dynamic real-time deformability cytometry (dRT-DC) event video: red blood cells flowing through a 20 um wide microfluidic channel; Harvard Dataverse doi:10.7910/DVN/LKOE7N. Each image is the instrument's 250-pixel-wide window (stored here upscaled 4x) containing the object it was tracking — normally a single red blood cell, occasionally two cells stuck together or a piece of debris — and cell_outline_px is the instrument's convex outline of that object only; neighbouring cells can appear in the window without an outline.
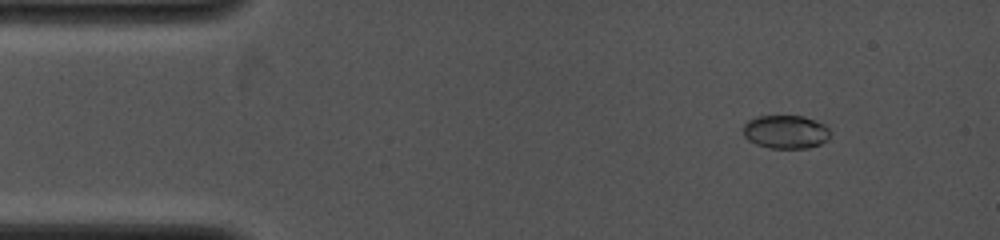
{"species": "common noctule bat (a hibernating species)", "species_latin": "Nyctalus noctula", "temperature_condition": "cold", "stored_images_in_passage": 40, "camera_frame_rate_fps": 4000, "um_per_image_px": 0.085, "animal": {"sex": "female", "body_mass_g": 19.0, "forearm_length_mm": 53.3}, "frame": {"image": 1, "passage_image": 3, "time_ms": 1.25, "image_size_px": [1000, 240], "cell_outline_px": [[832, 132], [828, 140], [820, 144], [808, 148], [772, 148], [756, 144], [748, 140], [744, 136], [744, 124], [748, 120], [756, 116], [804, 116], [816, 120], [824, 124]], "centroid_in_image_um": [66.82, 11.2], "position_along_channel_um": 18.2, "area_um2": 17.11}}
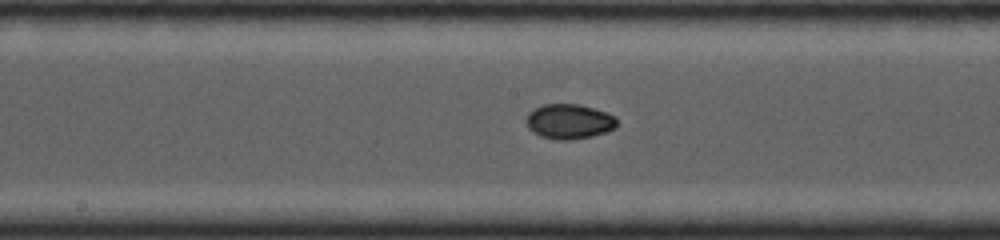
{"frame": {"image": 2, "passage_image": 19, "time_ms": 7.25, "image_size_px": [1000, 240], "cell_outline_px": [[616, 128], [592, 136], [572, 140], [556, 140], [540, 136], [532, 132], [528, 128], [524, 120], [528, 112], [544, 104], [580, 104], [608, 112], [616, 116]], "centroid_in_image_um": [48.36, 10.32], "position_along_channel_um": 199.8, "area_um2": 18.73}}
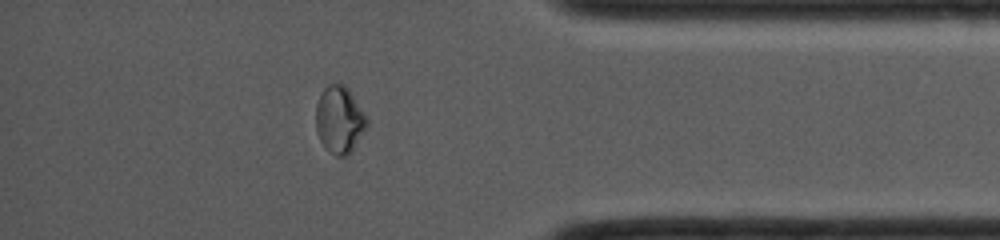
{"frame": {"image": 3, "passage_image": 35, "time_ms": 12.25, "image_size_px": [1000, 240], "cell_outline_px": [[368, 128], [352, 152], [344, 156], [336, 156], [328, 152], [324, 148], [316, 132], [316, 104], [324, 88], [328, 84], [344, 84], [348, 88], [368, 120]], "centroid_in_image_um": [28.86, 10.22], "position_along_channel_um": 406.3, "area_um2": 20.17}}